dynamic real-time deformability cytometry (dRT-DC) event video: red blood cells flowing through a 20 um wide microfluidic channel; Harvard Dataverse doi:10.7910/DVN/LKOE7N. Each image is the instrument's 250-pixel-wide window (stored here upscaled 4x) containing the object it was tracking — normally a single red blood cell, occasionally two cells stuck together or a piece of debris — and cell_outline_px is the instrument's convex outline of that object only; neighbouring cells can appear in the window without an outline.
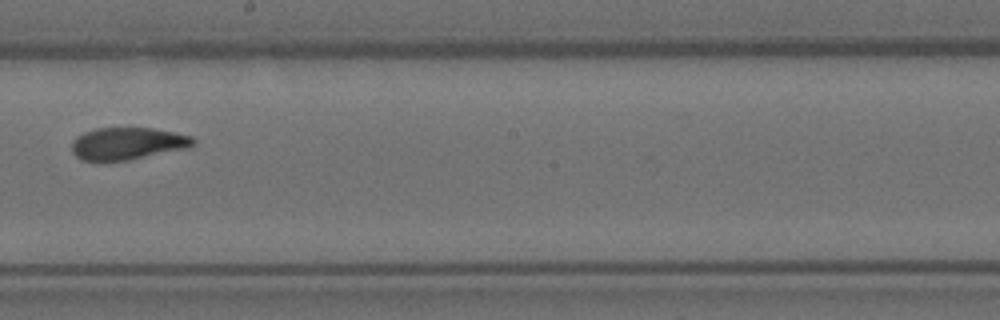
{"species": "Egyptian fruit bat (a non-hibernating species)", "species_latin": "Rousettus aegyptiacus", "temperature_condition": "room temperature", "stored_images_in_passage": 17, "camera_frame_rate_fps": 3000, "um_per_image_px": 0.085, "animal": {"sex": "female"}, "frame": {"image": 1, "passage_image": 10, "time_ms": 3.0, "image_size_px": [1000, 320], "cell_outline_px": [[196, 144], [188, 148], [128, 160], [80, 160], [72, 152], [72, 140], [76, 136], [84, 132], [96, 128], [152, 128], [192, 136], [196, 140]], "centroid_in_image_um": [10.84, 12.19], "position_along_channel_um": 237.4, "area_um2": 22.77}}
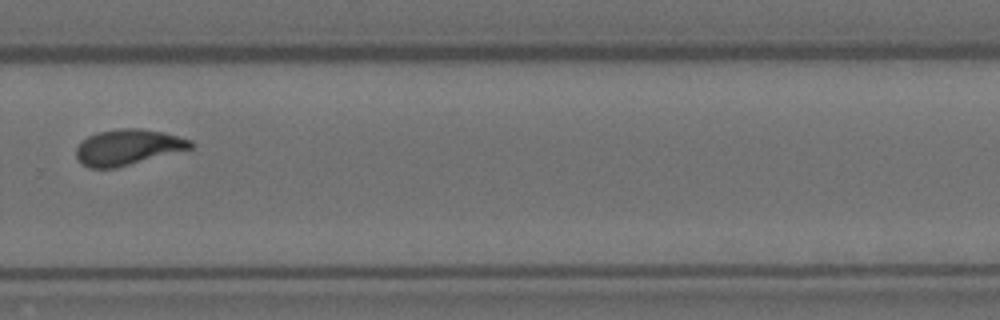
{"frame": {"image": 2, "passage_image": 12, "time_ms": 3.667, "image_size_px": [1000, 320], "cell_outline_px": [[196, 144], [192, 148], [116, 168], [88, 168], [80, 164], [76, 156], [76, 144], [88, 136], [96, 132], [116, 128], [140, 128], [164, 132], [192, 140]], "centroid_in_image_um": [10.84, 12.5], "position_along_channel_um": 319.0, "area_um2": 24.16}}
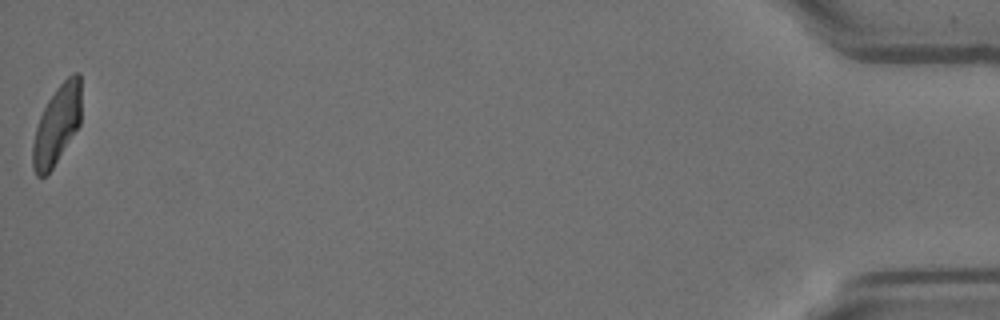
{"frame": {"image": 3, "passage_image": 17, "time_ms": 5.333, "image_size_px": [1000, 320], "cell_outline_px": [[80, 124], [52, 168], [44, 176], [36, 176], [32, 168], [32, 144], [36, 128], [40, 116], [48, 100], [56, 88], [72, 72], [80, 72]], "centroid_in_image_um": [4.82, 10.6], "position_along_channel_um": 430.4, "area_um2": 22.08}}